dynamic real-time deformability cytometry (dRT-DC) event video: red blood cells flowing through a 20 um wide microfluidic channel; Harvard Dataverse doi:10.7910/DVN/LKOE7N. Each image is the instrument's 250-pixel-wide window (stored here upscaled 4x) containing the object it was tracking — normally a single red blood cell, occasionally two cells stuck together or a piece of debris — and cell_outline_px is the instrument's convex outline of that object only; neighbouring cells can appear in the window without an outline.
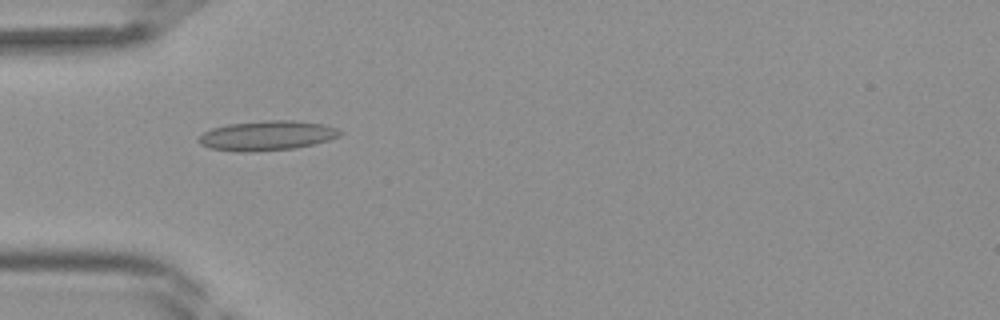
{"species": "Egyptian fruit bat (a non-hibernating species)", "species_latin": "Rousettus aegyptiacus", "temperature_condition": "room temperature", "stored_images_in_passage": 31, "camera_frame_rate_fps": 3000, "um_per_image_px": 0.085, "frame": {"image": 1, "passage_image": 3, "time_ms": 0.667, "image_size_px": [1000, 320], "cell_outline_px": [[344, 132], [340, 136], [328, 140], [296, 148], [252, 152], [236, 152], [212, 148], [200, 144], [196, 140], [204, 132], [212, 128], [228, 124], [264, 120], [292, 120], [320, 124], [336, 128]], "centroid_in_image_um": [22.67, 11.53], "position_along_channel_um": 62.3, "area_um2": 24.45}}
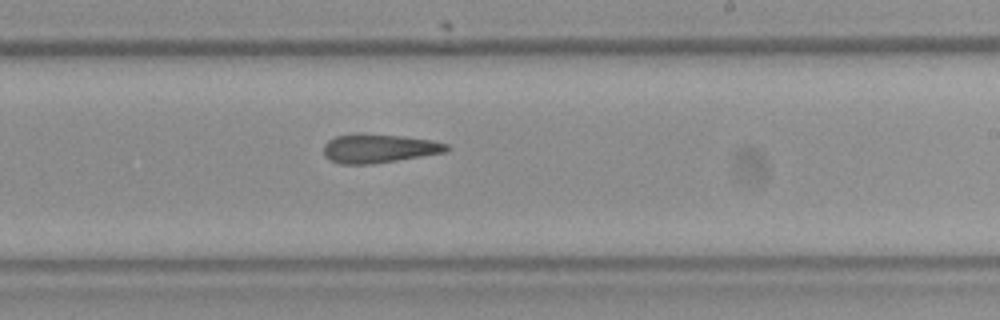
{"frame": {"image": 2, "passage_image": 15, "time_ms": 4.667, "image_size_px": [1000, 320], "cell_outline_px": [[452, 148], [448, 152], [372, 164], [340, 164], [328, 160], [324, 156], [324, 144], [328, 140], [336, 136], [404, 136], [432, 140], [448, 144]], "centroid_in_image_um": [32.26, 12.66], "position_along_channel_um": 256.7, "area_um2": 20.17}}
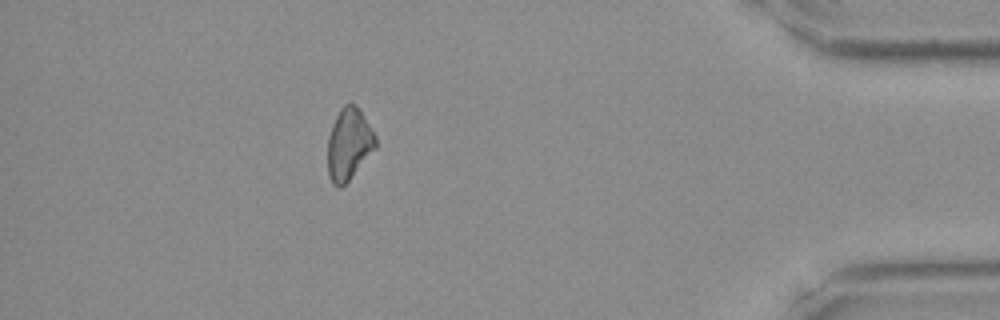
{"frame": {"image": 3, "passage_image": 27, "time_ms": 8.667, "image_size_px": [1000, 320], "cell_outline_px": [[376, 148], [348, 180], [340, 188], [336, 188], [332, 184], [328, 176], [328, 136], [332, 124], [340, 108], [348, 100], [356, 104], [360, 108], [376, 136]], "centroid_in_image_um": [29.65, 12.2], "position_along_channel_um": 405.6, "area_um2": 20.29}}